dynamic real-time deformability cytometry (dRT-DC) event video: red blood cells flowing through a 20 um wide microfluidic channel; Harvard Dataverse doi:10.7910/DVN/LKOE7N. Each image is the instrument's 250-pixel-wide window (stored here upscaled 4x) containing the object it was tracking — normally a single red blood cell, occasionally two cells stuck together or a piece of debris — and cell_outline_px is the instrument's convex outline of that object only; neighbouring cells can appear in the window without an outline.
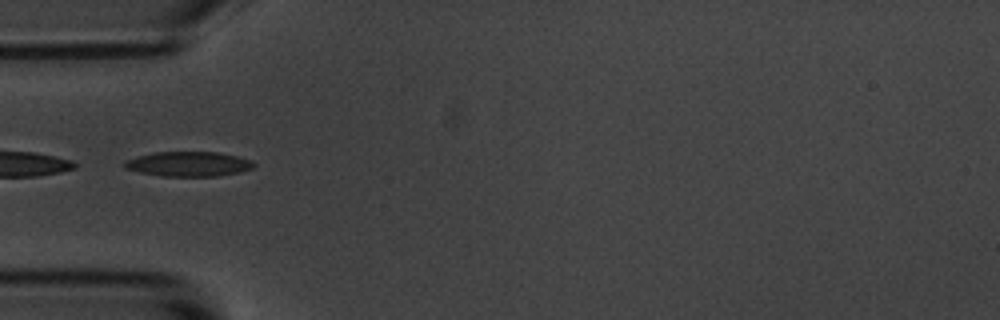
{"species": "common noctule bat (a hibernating species)", "species_latin": "Nyctalus noctula", "temperature_condition": "room temperature", "stored_images_in_passage": 39, "camera_frame_rate_fps": 3000, "um_per_image_px": 0.085, "animal": {"sex": "male", "body_mass_g": 20.1, "forearm_length_mm": 53.5}, "frame": {"image": 1, "passage_image": 1, "time_ms": 0.0, "image_size_px": [1000, 320], "cell_outline_px": [[256, 164], [252, 168], [240, 172], [216, 176], [160, 176], [140, 172], [124, 168], [124, 160], [136, 156], [156, 152], [216, 152], [236, 156], [252, 160]], "centroid_in_image_um": [16.0, 13.94], "position_along_channel_um": 69.0, "area_um2": 18.67}}
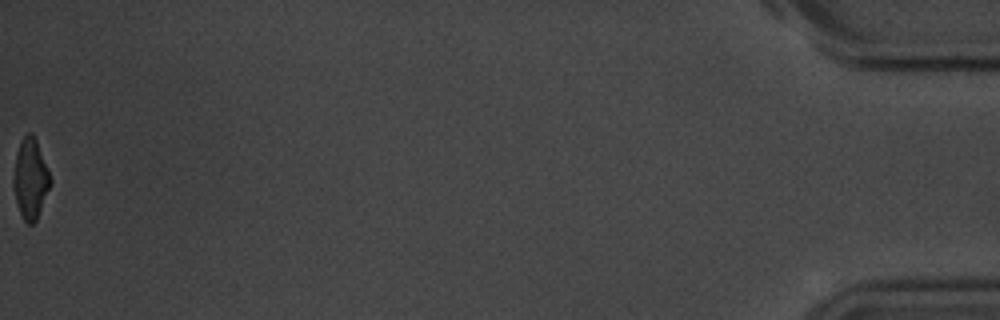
{"frame": {"image": 2, "passage_image": 39, "time_ms": 12.667, "image_size_px": [1000, 320], "cell_outline_px": [[52, 180], [36, 220], [32, 224], [28, 224], [24, 220], [20, 212], [16, 200], [12, 184], [12, 180], [16, 156], [20, 144], [24, 136], [28, 132], [32, 132], [36, 140]], "centroid_in_image_um": [2.57, 15.19], "position_along_channel_um": 432.6, "area_um2": 16.82}, "authors_computed_cell_mechanics": {"area_um2": 18.2648, "velocity_mm_per_s": 3.665, "shape_relaxation_time_tau1_ms": 2.5443, "shape_relaxation_time_tau2_ms": 2.3562, "deformation_change_tau1": 0.1287, "deformation_change_tau2": 0.0963}}